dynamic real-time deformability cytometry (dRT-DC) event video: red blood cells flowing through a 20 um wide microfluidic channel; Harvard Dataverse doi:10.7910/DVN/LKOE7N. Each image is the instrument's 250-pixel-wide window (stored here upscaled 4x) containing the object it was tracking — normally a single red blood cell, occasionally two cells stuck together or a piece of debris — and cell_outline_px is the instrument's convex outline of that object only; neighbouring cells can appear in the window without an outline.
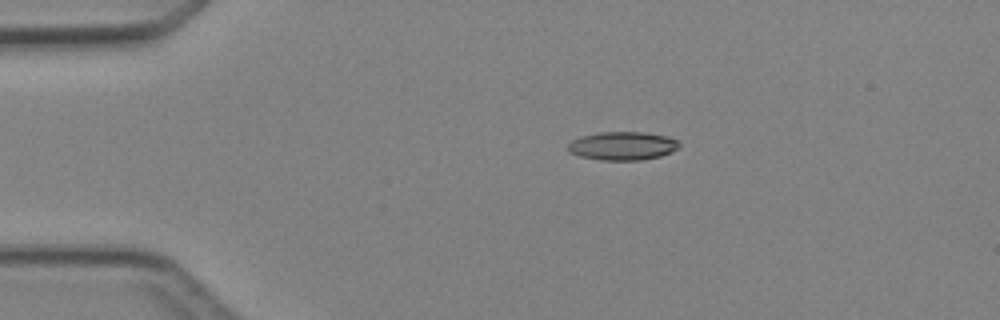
{"species": "Egyptian fruit bat (a non-hibernating species)", "species_latin": "Rousettus aegyptiacus", "temperature_condition": "cold", "stored_images_in_passage": 4, "camera_frame_rate_fps": 3000, "um_per_image_px": 0.085, "animal": {"sex": "female"}, "frame": {"image": 1, "passage_image": 3, "time_ms": 2.333, "image_size_px": [1000, 320], "cell_outline_px": [[680, 148], [672, 152], [660, 156], [640, 160], [600, 160], [580, 156], [568, 152], [568, 144], [572, 140], [580, 136], [600, 132], [644, 132], [668, 136], [676, 140], [680, 144]], "centroid_in_image_um": [52.92, 12.4], "position_along_channel_um": 32.1, "area_um2": 18.55}}